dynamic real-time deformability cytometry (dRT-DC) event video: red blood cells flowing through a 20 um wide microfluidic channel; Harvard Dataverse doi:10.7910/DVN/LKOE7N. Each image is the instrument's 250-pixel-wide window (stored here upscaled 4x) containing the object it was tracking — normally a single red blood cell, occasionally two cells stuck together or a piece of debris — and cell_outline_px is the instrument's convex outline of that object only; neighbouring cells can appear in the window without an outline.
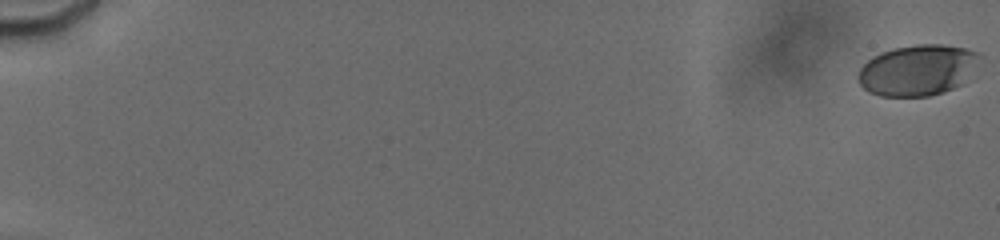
{"species": "human", "species_latin": "Homo sapiens", "temperature_condition": "cold", "stored_images_in_passage": 23, "camera_frame_rate_fps": 3000, "um_per_image_px": 0.085, "donor": {"sex": "male"}, "frame": {"image": 1, "passage_image": 1, "time_ms": 0.0, "image_size_px": [1000, 240], "cell_outline_px": [[984, 56], [960, 84], [944, 92], [928, 96], [880, 96], [868, 92], [860, 84], [860, 68], [868, 60], [884, 52], [896, 48], [916, 44], [940, 44], [964, 48], [980, 52]], "centroid_in_image_um": [78.03, 5.96], "position_along_channel_um": 7.0, "area_um2": 35.6}}
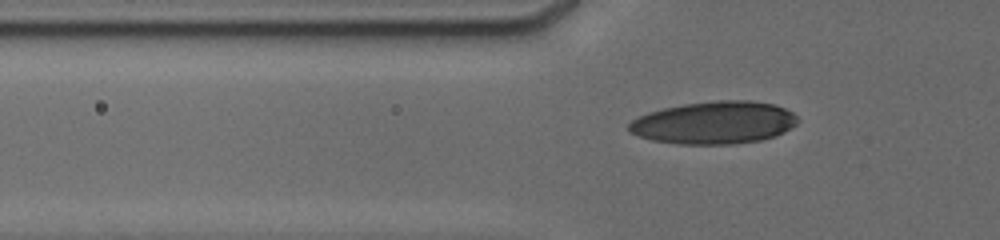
{"frame": {"image": 2, "passage_image": 17, "time_ms": 7.0, "image_size_px": [1000, 240], "cell_outline_px": [[796, 124], [784, 132], [776, 136], [760, 140], [732, 144], [676, 144], [652, 140], [628, 132], [628, 124], [632, 120], [648, 112], [664, 108], [684, 104], [716, 100], [752, 100], [772, 104], [784, 108], [792, 112], [796, 116]], "centroid_in_image_um": [60.69, 10.43], "position_along_channel_um": 65.1, "area_um2": 41.85}}
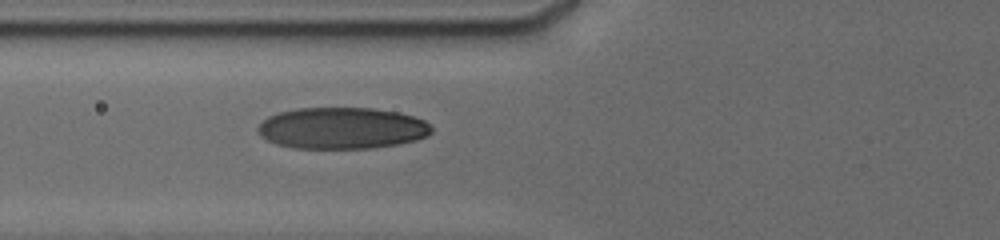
{"frame": {"image": 3, "passage_image": 21, "time_ms": 8.0, "image_size_px": [1000, 240], "cell_outline_px": [[432, 132], [428, 136], [416, 140], [396, 144], [368, 148], [296, 148], [276, 144], [260, 136], [256, 132], [256, 128], [268, 116], [280, 112], [296, 108], [372, 108], [396, 112], [412, 116], [424, 120], [432, 128]], "centroid_in_image_um": [29.04, 10.89], "position_along_channel_um": 96.8, "area_um2": 41.91}}